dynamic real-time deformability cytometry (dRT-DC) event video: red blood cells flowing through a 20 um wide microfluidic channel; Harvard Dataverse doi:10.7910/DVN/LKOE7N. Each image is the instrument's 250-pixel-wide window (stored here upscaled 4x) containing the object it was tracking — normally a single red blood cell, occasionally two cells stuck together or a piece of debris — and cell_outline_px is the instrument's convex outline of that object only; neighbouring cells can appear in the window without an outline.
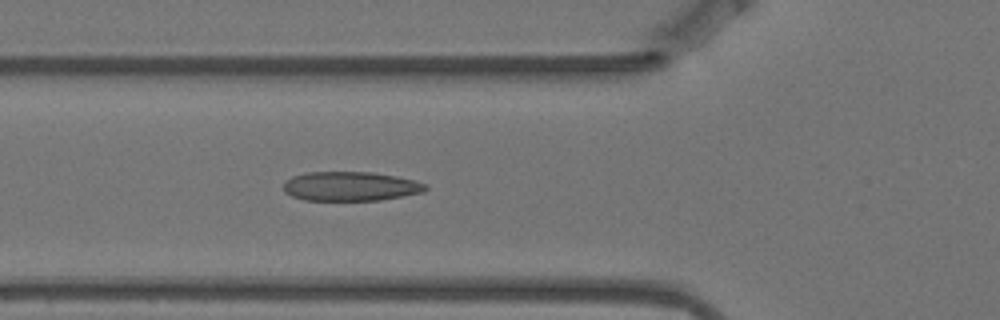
{"species": "Egyptian fruit bat (a non-hibernating species)", "species_latin": "Rousettus aegyptiacus", "temperature_condition": "warm", "stored_images_in_passage": 4, "camera_frame_rate_fps": 3000, "um_per_image_px": 0.085, "animal": {"sex": "female"}, "frame": {"image": 1, "passage_image": 4, "time_ms": 1.0, "image_size_px": [1000, 320], "cell_outline_px": [[428, 188], [424, 192], [380, 200], [304, 200], [292, 196], [284, 192], [284, 184], [292, 176], [308, 172], [372, 172], [396, 176], [416, 180], [428, 184]], "centroid_in_image_um": [29.83, 15.83], "position_along_channel_um": 96.0, "area_um2": 24.28}}